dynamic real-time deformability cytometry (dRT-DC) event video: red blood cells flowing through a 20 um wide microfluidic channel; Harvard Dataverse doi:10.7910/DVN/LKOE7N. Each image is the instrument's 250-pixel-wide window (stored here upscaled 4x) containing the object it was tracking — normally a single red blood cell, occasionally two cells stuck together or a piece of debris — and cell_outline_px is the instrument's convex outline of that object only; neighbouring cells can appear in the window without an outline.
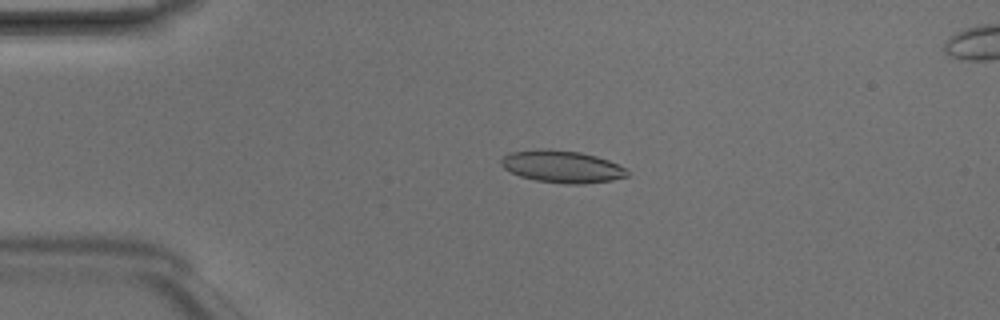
{"species": "Egyptian fruit bat (a non-hibernating species)", "species_latin": "Rousettus aegyptiacus", "temperature_condition": "room temperature", "stored_images_in_passage": 5, "camera_frame_rate_fps": 3000, "um_per_image_px": 0.085, "animal": {"sex": "male"}, "frame": {"image": 1, "passage_image": 3, "time_ms": 0.667, "image_size_px": [1000, 320], "cell_outline_px": [[628, 176], [612, 180], [584, 184], [568, 184], [536, 180], [520, 176], [504, 168], [500, 164], [500, 160], [504, 156], [512, 152], [544, 148], [580, 152], [596, 156], [608, 160], [624, 168], [628, 172]], "centroid_in_image_um": [47.76, 14.16], "position_along_channel_um": 37.2, "area_um2": 23.47}}